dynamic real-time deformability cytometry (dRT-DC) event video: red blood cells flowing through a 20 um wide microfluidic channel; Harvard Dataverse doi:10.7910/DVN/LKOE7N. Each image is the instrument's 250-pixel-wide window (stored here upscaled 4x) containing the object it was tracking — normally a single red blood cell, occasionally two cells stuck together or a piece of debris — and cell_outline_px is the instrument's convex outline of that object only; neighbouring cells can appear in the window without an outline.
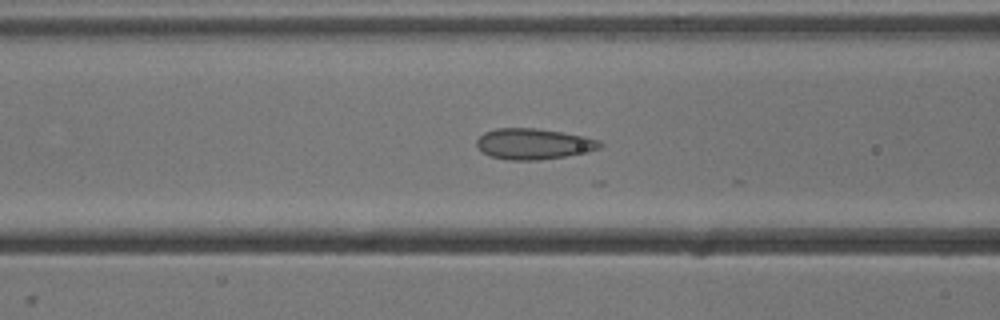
{"species": "common noctule bat (a hibernating species)", "species_latin": "Nyctalus noctula", "temperature_condition": "cold", "stored_images_in_passage": 27, "camera_frame_rate_fps": 3000, "um_per_image_px": 0.085, "animal": {"sex": "male", "body_mass_g": 13.3}, "frame": {"image": 1, "passage_image": 21, "time_ms": 6.667, "image_size_px": [1000, 320], "cell_outline_px": [[604, 144], [600, 148], [588, 152], [540, 160], [508, 160], [492, 156], [484, 152], [476, 144], [476, 140], [484, 132], [496, 128], [536, 128], [584, 136], [600, 140]], "centroid_in_image_um": [45.38, 12.23], "position_along_channel_um": 121.2, "area_um2": 22.08}}
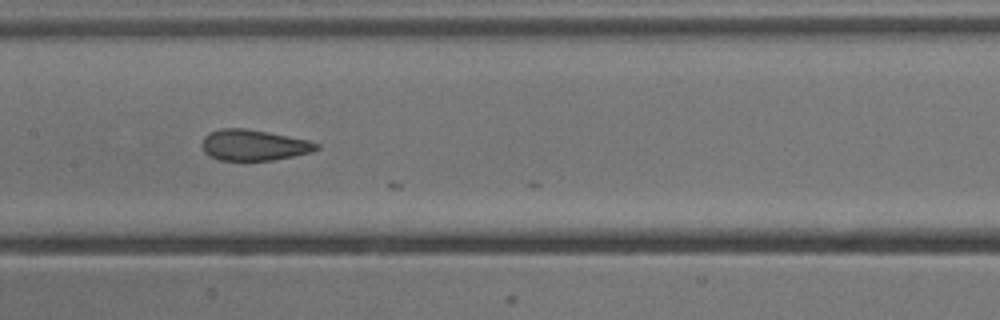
{"frame": {"image": 2, "passage_image": 26, "time_ms": 8.333, "image_size_px": [1000, 320], "cell_outline_px": [[320, 148], [312, 152], [272, 160], [220, 160], [204, 152], [200, 144], [204, 136], [220, 128], [244, 128], [268, 132], [308, 140], [320, 144]], "centroid_in_image_um": [21.57, 12.33], "position_along_channel_um": 185.8, "area_um2": 20.52}}